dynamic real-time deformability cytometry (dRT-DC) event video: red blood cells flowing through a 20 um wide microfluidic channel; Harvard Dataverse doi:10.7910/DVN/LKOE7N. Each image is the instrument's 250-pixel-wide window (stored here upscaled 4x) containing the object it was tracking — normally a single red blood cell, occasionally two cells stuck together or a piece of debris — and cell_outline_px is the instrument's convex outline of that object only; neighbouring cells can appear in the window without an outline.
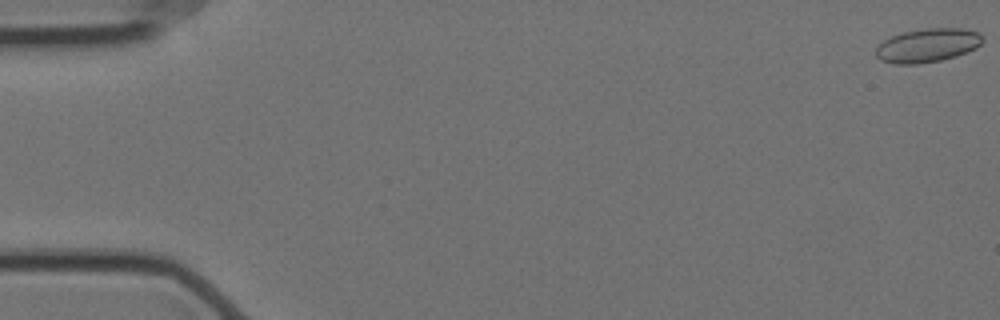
{"species": "Egyptian fruit bat (a non-hibernating species)", "species_latin": "Rousettus aegyptiacus", "temperature_condition": "cold", "stored_images_in_passage": 6, "camera_frame_rate_fps": 3000, "um_per_image_px": 0.085, "animal": {"sex": "female"}, "frame": {"image": 1, "passage_image": 1, "time_ms": 0.0, "image_size_px": [1000, 320], "cell_outline_px": [[984, 40], [976, 48], [956, 56], [940, 60], [916, 64], [896, 64], [880, 60], [876, 56], [876, 48], [884, 40], [892, 36], [904, 32], [928, 28], [960, 28], [980, 32]], "centroid_in_image_um": [78.86, 3.85], "position_along_channel_um": 6.1, "area_um2": 20.87}}